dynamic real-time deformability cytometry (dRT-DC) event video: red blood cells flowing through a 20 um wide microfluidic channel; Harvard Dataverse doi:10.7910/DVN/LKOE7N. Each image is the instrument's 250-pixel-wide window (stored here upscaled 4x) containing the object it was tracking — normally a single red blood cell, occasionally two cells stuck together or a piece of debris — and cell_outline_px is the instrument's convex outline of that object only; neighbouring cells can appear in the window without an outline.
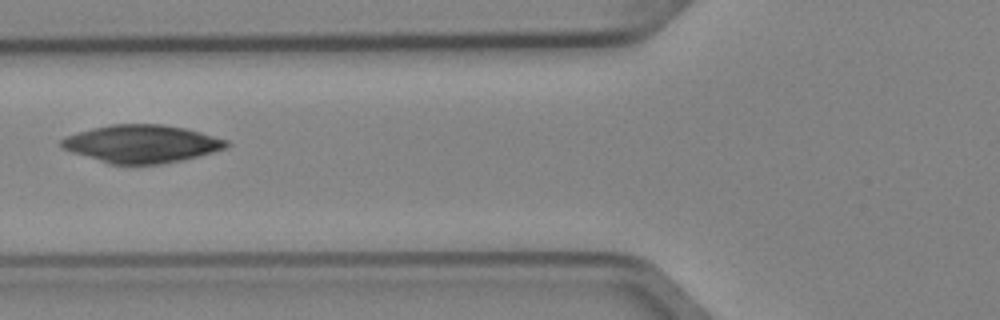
{"species": "Egyptian fruit bat (a non-hibernating species)", "species_latin": "Rousettus aegyptiacus", "temperature_condition": "cold", "stored_images_in_passage": 6, "camera_frame_rate_fps": 3000, "um_per_image_px": 0.085, "animal": {"sex": "female"}, "frame": {"image": 1, "passage_image": 5, "time_ms": 1.333, "image_size_px": [1000, 320], "cell_outline_px": [[232, 144], [224, 148], [212, 152], [180, 160], [160, 164], [108, 164], [72, 152], [64, 148], [60, 144], [60, 140], [64, 136], [92, 128], [112, 124], [164, 124], [184, 128], [200, 132], [228, 140]], "centroid_in_image_um": [12.02, 12.22], "position_along_channel_um": 113.8, "area_um2": 36.18}}